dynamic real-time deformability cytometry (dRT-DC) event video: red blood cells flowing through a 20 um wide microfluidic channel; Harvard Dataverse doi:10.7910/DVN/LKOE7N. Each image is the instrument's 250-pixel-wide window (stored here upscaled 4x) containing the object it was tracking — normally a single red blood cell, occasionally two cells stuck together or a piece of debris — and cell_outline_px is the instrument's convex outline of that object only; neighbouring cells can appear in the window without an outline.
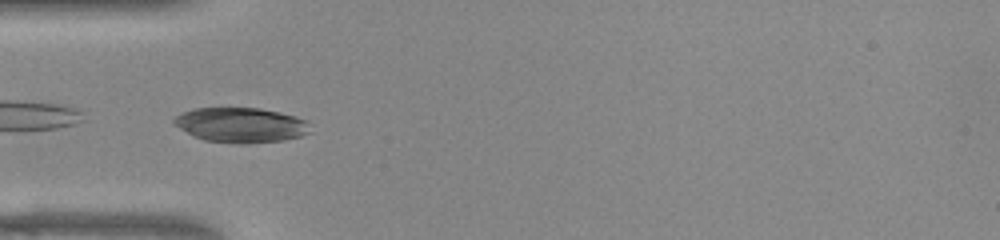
{"species": "common noctule bat (a hibernating species)", "species_latin": "Nyctalus noctula", "temperature_condition": "warm", "stored_images_in_passage": 50, "camera_frame_rate_fps": 3000, "um_per_image_px": 0.085, "animal": {"sex": "female", "body_mass_g": 22.0, "forearm_length_mm": 56.7}, "frame": {"image": 1, "passage_image": 16, "time_ms": 5.0, "image_size_px": [1000, 240], "cell_outline_px": [[312, 132], [300, 136], [284, 140], [248, 144], [236, 144], [204, 140], [192, 136], [172, 124], [172, 120], [176, 116], [192, 108], [260, 108], [280, 112], [308, 120]], "centroid_in_image_um": [20.48, 10.64], "position_along_channel_um": 64.5, "area_um2": 28.15}}
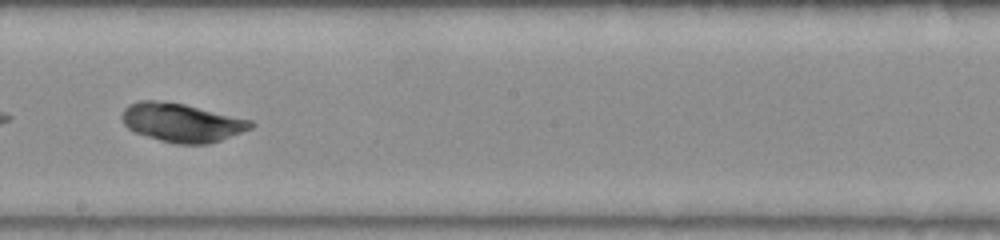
{"frame": {"image": 2, "passage_image": 29, "time_ms": 9.333, "image_size_px": [1000, 240], "cell_outline_px": [[256, 124], [252, 128], [220, 140], [208, 144], [176, 144], [160, 140], [136, 132], [128, 128], [124, 124], [120, 116], [124, 108], [128, 104], [140, 100], [156, 100], [184, 104], [252, 120]], "centroid_in_image_um": [15.44, 10.41], "position_along_channel_um": 232.8, "area_um2": 28.96}}
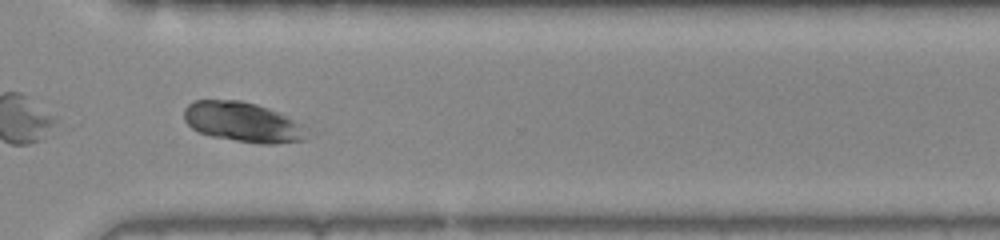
{"frame": {"image": 3, "passage_image": 38, "time_ms": 12.333, "image_size_px": [1000, 240], "cell_outline_px": [[308, 128], [304, 140], [272, 144], [260, 144], [208, 136], [196, 132], [184, 120], [184, 108], [192, 100], [240, 100], [256, 104], [268, 108], [304, 124]], "centroid_in_image_um": [20.61, 10.38], "position_along_channel_um": 350.0, "area_um2": 28.84}, "authors_computed_cell_mechanics": {"area_um2": 28.9, "velocity_mm_per_s": 3.8858, "shape_relaxation_time_tau1_ms": 2.0297, "shape_relaxation_time_tau2_ms": null, "deformation_change_tau1": 0.0549, "deformation_change_tau2": null}}